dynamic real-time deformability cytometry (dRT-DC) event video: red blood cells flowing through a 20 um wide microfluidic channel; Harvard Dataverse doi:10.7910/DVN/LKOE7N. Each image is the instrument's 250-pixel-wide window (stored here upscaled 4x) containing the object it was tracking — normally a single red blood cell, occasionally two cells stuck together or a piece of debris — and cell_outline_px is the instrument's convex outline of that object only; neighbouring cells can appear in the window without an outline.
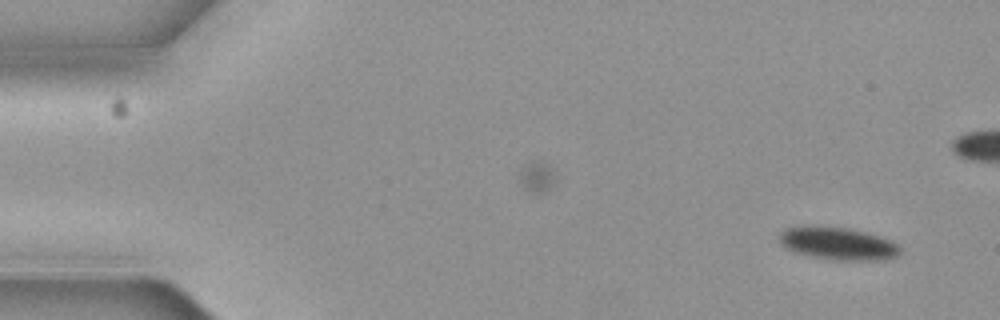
{"species": "common noctule bat (a hibernating species)", "species_latin": "Nyctalus noctula", "temperature_condition": "cold", "stored_images_in_passage": 7, "segment_of_instrument_passage": [1, 2], "camera_frame_rate_fps": 3000, "um_per_image_px": 0.085, "animal": {"sex": "female", "body_mass_g": 19.3, "forearm_length_mm": 54.1}, "frame": {"image": 1, "passage_image": 1, "time_ms": 0.0, "image_size_px": [1000, 320], "cell_outline_px": [[900, 252], [896, 256], [880, 260], [832, 260], [808, 256], [792, 252], [784, 248], [780, 244], [780, 232], [788, 228], [844, 228], [864, 232], [880, 236], [892, 240], [900, 248]], "centroid_in_image_um": [71.23, 20.75], "position_along_channel_um": 13.8, "area_um2": 22.43}}
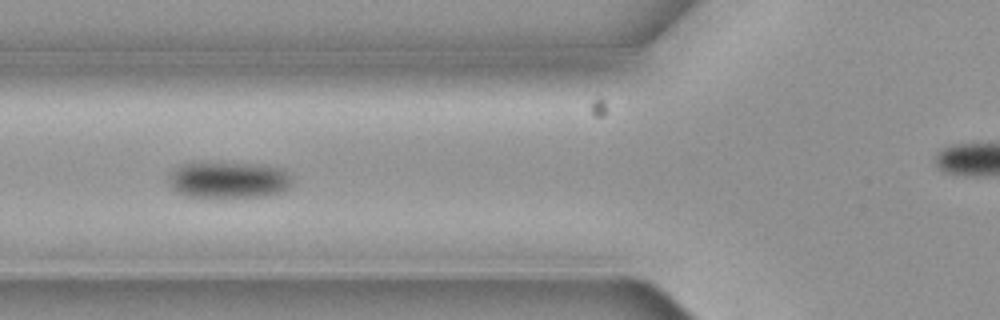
{"frame": {"image": 2, "passage_image": 6, "time_ms": 1.667, "image_size_px": [1000, 320], "cell_outline_px": [[292, 184], [288, 188], [280, 192], [264, 196], [184, 196], [176, 192], [168, 184], [168, 176], [180, 164], [264, 164], [284, 168], [292, 180]], "centroid_in_image_um": [19.45, 15.29], "position_along_channel_um": 106.4, "area_um2": 25.84}}